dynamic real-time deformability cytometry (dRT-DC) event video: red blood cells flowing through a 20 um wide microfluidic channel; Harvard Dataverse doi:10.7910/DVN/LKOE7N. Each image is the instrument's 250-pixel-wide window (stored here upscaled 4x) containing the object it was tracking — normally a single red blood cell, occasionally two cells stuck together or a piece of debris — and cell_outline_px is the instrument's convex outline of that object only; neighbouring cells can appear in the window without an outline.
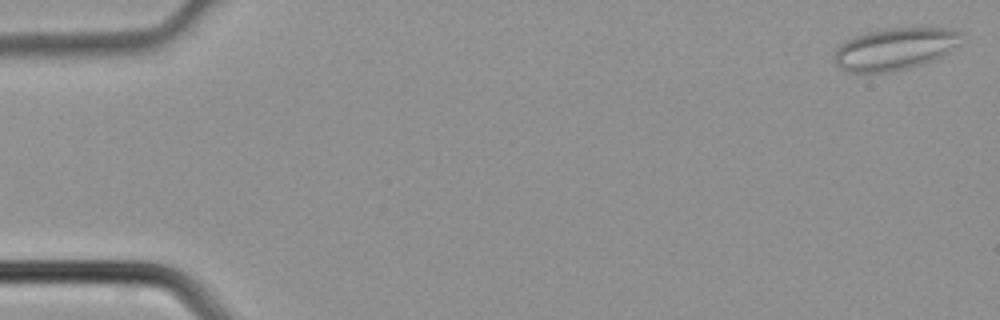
{"species": "common noctule bat (a hibernating species)", "species_latin": "Nyctalus noctula", "temperature_condition": "cold", "stored_images_in_passage": 6, "segment_of_instrument_passage": [1, 2], "camera_frame_rate_fps": 3000, "um_per_image_px": 0.085, "animal": {"sex": "male", "body_mass_g": 21.5, "forearm_length_mm": 52.0}, "frame": {"image": 1, "passage_image": 1, "time_ms": 0.0, "image_size_px": [1000, 320], "cell_outline_px": [[964, 32], [960, 44], [940, 56], [924, 64], [908, 68], [888, 72], [844, 72], [836, 64], [832, 56], [836, 48], [840, 44], [852, 36], [864, 32], [888, 28], [948, 28]], "centroid_in_image_um": [76.03, 4.15], "position_along_channel_um": 9.0, "area_um2": 31.5}}